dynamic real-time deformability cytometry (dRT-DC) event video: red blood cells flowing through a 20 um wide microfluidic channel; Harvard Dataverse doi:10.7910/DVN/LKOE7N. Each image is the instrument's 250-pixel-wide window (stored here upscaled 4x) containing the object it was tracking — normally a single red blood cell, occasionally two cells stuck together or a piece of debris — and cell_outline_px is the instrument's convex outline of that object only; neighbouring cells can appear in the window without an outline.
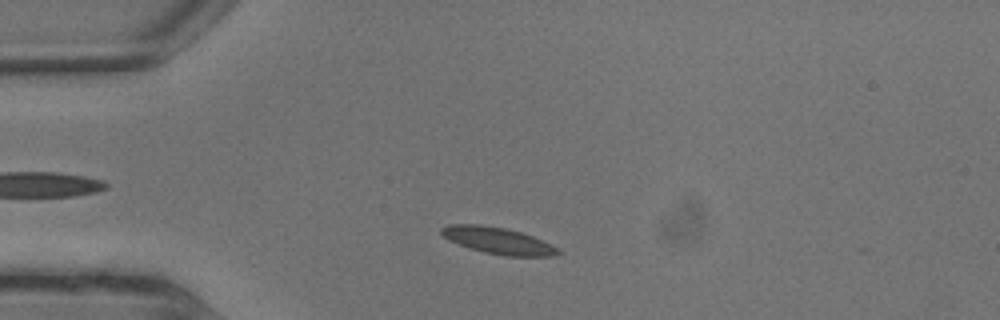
{"species": "common noctule bat (a hibernating species)", "species_latin": "Nyctalus noctula", "temperature_condition": "warm", "stored_images_in_passage": 3, "camera_frame_rate_fps": 3000, "um_per_image_px": 0.085, "animal": {"sex": "male", "body_mass_g": 13.3}, "frame": {"image": 1, "passage_image": 2, "time_ms": 0.333, "image_size_px": [1000, 320], "cell_outline_px": [[560, 252], [552, 256], [508, 256], [484, 252], [448, 240], [440, 232], [440, 228], [448, 224], [480, 224], [504, 228], [520, 232], [532, 236], [556, 248]], "centroid_in_image_um": [42.26, 20.44], "position_along_channel_um": 42.7, "area_um2": 17.63}}